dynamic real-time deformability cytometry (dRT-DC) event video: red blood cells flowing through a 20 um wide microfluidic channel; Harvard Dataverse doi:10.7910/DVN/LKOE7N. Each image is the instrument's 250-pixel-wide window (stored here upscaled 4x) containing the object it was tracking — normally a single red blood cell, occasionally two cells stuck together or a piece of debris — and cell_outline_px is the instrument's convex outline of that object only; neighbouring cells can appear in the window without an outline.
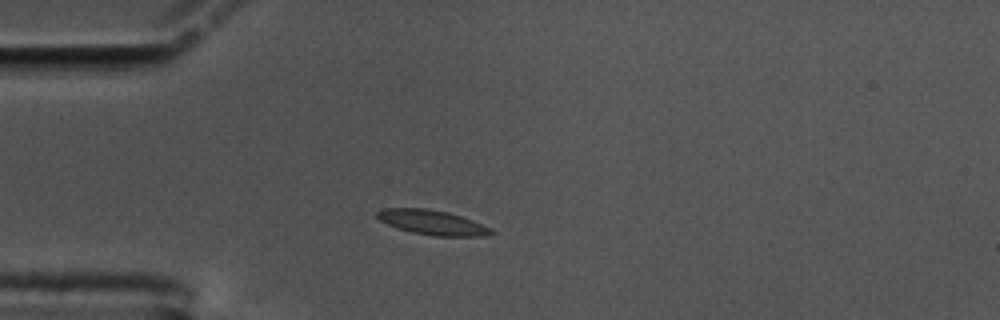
{"species": "common noctule bat (a hibernating species)", "species_latin": "Nyctalus noctula", "temperature_condition": "cold", "stored_images_in_passage": 44, "camera_frame_rate_fps": 3000, "um_per_image_px": 0.085, "animal": {"sex": "male", "body_mass_g": 17.5, "forearm_length_mm": 52.3}, "frame": {"image": 1, "passage_image": 1, "time_ms": 0.0, "image_size_px": [1000, 320], "cell_outline_px": [[496, 232], [484, 236], [436, 236], [412, 232], [396, 228], [380, 220], [376, 216], [376, 212], [384, 208], [428, 208], [448, 212], [472, 220], [492, 228]], "centroid_in_image_um": [36.75, 18.9], "position_along_channel_um": 48.2, "area_um2": 16.42}}
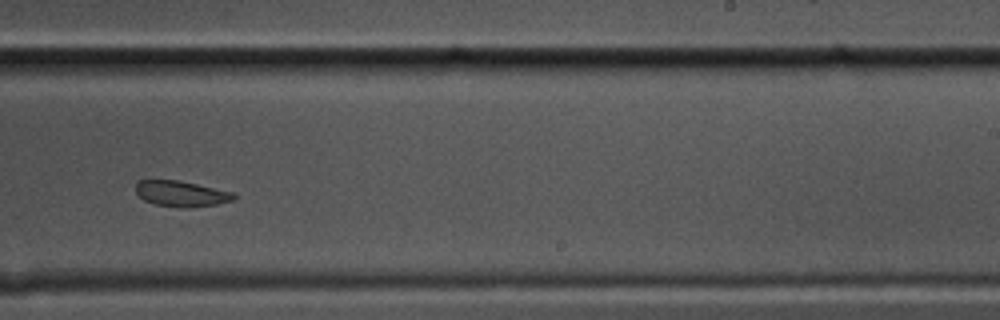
{"frame": {"image": 2, "passage_image": 22, "time_ms": 7.0, "image_size_px": [1000, 320], "cell_outline_px": [[236, 196], [232, 200], [216, 204], [188, 208], [180, 208], [156, 204], [144, 200], [136, 192], [136, 184], [140, 180], [176, 180], [236, 192]], "centroid_in_image_um": [15.43, 16.47], "position_along_channel_um": 273.6, "area_um2": 14.62}}
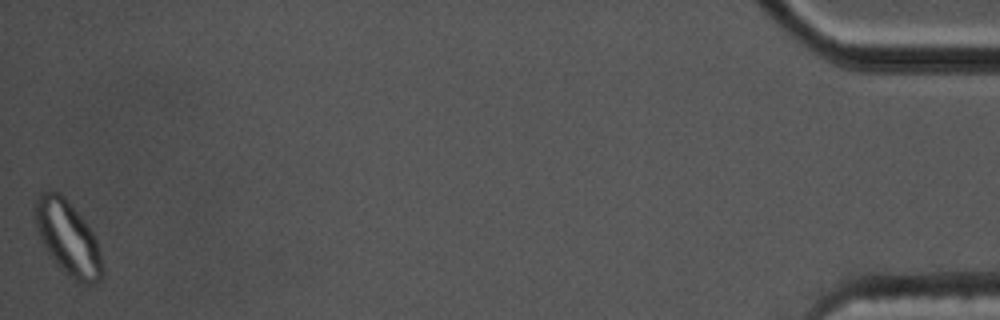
{"frame": {"image": 3, "passage_image": 44, "time_ms": 14.333, "image_size_px": [1000, 320], "cell_outline_px": [[104, 276], [96, 284], [84, 284], [76, 280], [64, 272], [48, 252], [40, 240], [36, 228], [36, 200], [40, 192], [52, 188], [60, 192], [64, 196], [84, 220], [92, 232], [96, 240], [100, 252], [104, 268]], "centroid_in_image_um": [5.79, 20.22], "position_along_channel_um": 429.4, "area_um2": 29.02}, "authors_computed_cell_mechanics": {"area_um2": 15.7794, "velocity_mm_per_s": 3.4245, "shape_relaxation_time_tau1_ms": 3.572, "shape_relaxation_time_tau2_ms": 1.5701, "deformation_change_tau1": 0.1219, "deformation_change_tau2": 0.0707}}